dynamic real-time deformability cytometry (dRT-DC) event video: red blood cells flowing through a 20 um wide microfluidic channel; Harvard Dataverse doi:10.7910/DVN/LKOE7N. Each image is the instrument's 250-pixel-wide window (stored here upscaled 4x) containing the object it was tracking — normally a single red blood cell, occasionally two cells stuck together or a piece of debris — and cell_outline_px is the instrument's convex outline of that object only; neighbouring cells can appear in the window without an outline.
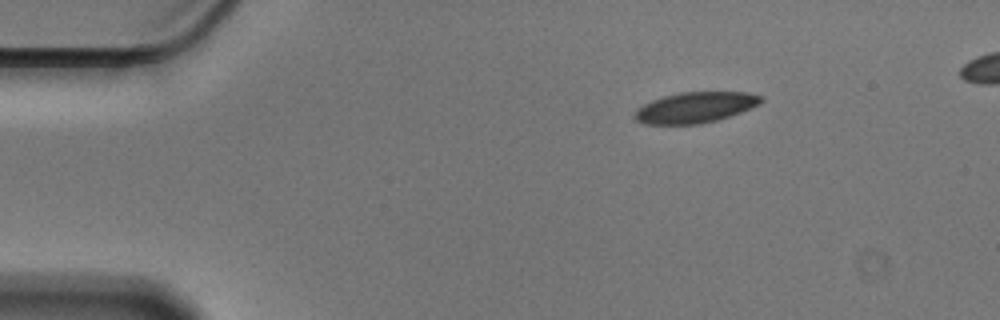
{"species": "Egyptian fruit bat (a non-hibernating species)", "species_latin": "Rousettus aegyptiacus", "temperature_condition": "cold", "stored_images_in_passage": 48, "camera_frame_rate_fps": 3000, "um_per_image_px": 0.085, "animal": {"sex": "male"}, "frame": {"image": 1, "passage_image": 1, "time_ms": 0.0, "image_size_px": [1000, 320], "cell_outline_px": [[764, 100], [760, 104], [740, 112], [716, 120], [700, 124], [644, 124], [636, 120], [632, 116], [636, 108], [652, 100], [664, 96], [680, 92], [748, 92], [764, 96]], "centroid_in_image_um": [59.09, 9.13], "position_along_channel_um": 25.9, "area_um2": 22.72}}
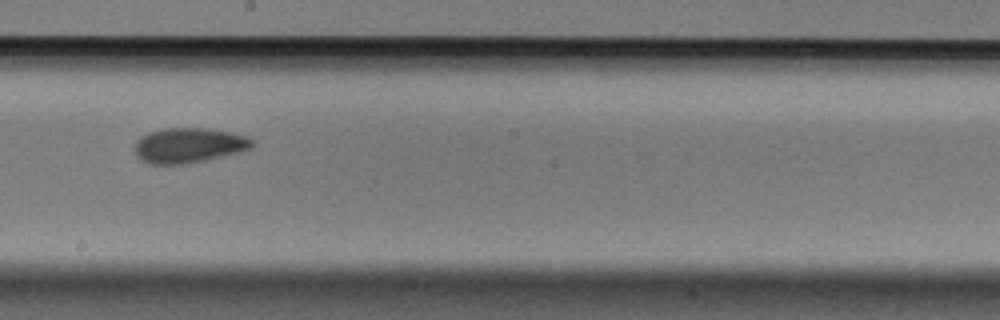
{"frame": {"image": 2, "passage_image": 24, "time_ms": 7.667, "image_size_px": [1000, 320], "cell_outline_px": [[256, 144], [252, 148], [240, 152], [188, 164], [148, 164], [140, 160], [132, 152], [136, 140], [140, 136], [148, 132], [164, 128], [204, 128], [232, 132], [248, 136], [256, 140]], "centroid_in_image_um": [16.04, 12.35], "position_along_channel_um": 232.2, "area_um2": 24.62}}
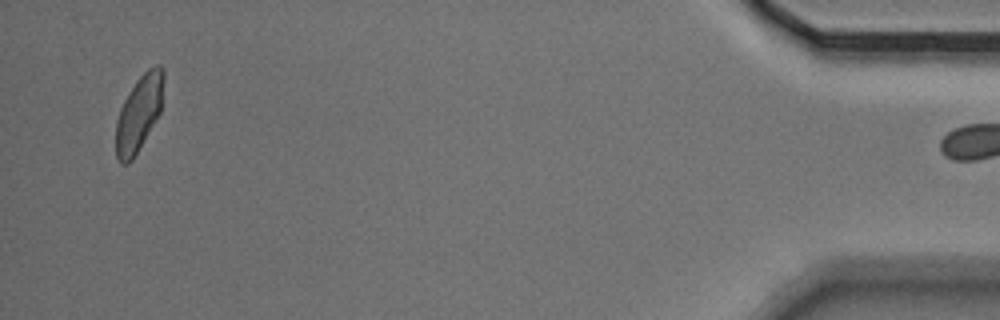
{"frame": {"image": 3, "passage_image": 47, "time_ms": 15.333, "image_size_px": [1000, 320], "cell_outline_px": [[164, 80], [160, 112], [132, 160], [128, 164], [120, 164], [116, 156], [116, 120], [120, 108], [124, 100], [136, 80], [148, 68], [156, 64], [160, 64], [164, 68]], "centroid_in_image_um": [11.81, 9.59], "position_along_channel_um": 423.4, "area_um2": 20.98}}